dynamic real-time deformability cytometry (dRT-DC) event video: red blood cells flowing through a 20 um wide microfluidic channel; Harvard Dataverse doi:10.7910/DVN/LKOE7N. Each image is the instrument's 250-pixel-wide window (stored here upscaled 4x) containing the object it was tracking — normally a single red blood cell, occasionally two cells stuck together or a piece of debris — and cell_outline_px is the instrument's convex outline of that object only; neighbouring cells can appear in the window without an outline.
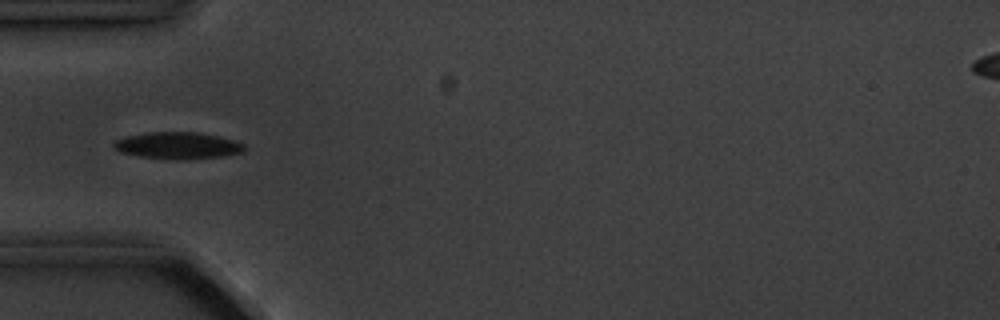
{"species": "common noctule bat (a hibernating species)", "species_latin": "Nyctalus noctula", "temperature_condition": "cold", "stored_images_in_passage": 5, "camera_frame_rate_fps": 3000, "um_per_image_px": 0.085, "animal": {"sex": "male", "body_mass_g": 20.1, "forearm_length_mm": 53.5}, "frame": {"image": 1, "passage_image": 5, "time_ms": 4.667, "image_size_px": [1000, 320], "cell_outline_px": [[244, 152], [220, 156], [188, 160], [176, 160], [140, 156], [120, 152], [112, 148], [112, 144], [116, 140], [124, 136], [148, 132], [196, 132], [216, 136], [232, 140], [244, 144]], "centroid_in_image_um": [15.05, 12.37], "position_along_channel_um": 69.9, "area_um2": 20.4}}